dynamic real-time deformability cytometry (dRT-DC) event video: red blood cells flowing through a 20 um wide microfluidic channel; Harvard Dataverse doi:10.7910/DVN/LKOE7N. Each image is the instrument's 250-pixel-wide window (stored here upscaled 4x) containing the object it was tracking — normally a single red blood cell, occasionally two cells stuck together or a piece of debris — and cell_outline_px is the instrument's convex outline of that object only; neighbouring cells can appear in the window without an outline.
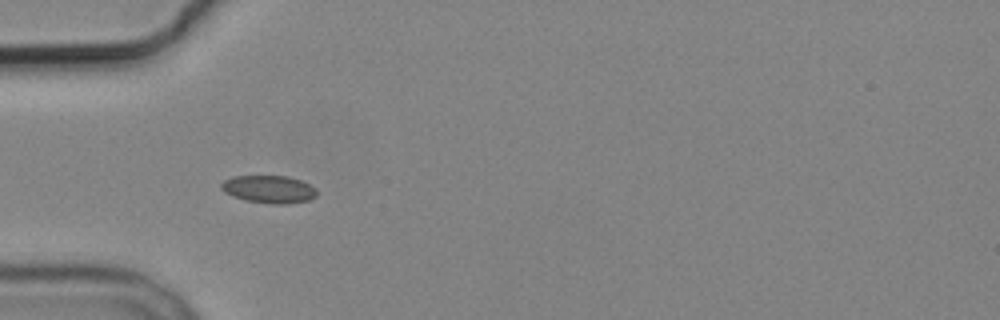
{"species": "common noctule bat (a hibernating species)", "species_latin": "Nyctalus noctula", "temperature_condition": "cold", "stored_images_in_passage": 4, "camera_frame_rate_fps": 3000, "um_per_image_px": 0.085, "animal": {"sex": "male", "body_mass_g": 19.2, "forearm_length_mm": 51.8}, "frame": {"image": 1, "passage_image": 3, "time_ms": 2.333, "image_size_px": [1000, 320], "cell_outline_px": [[316, 196], [308, 200], [288, 204], [272, 204], [244, 200], [232, 196], [224, 192], [220, 188], [220, 184], [224, 180], [232, 176], [288, 176], [300, 180], [316, 188]], "centroid_in_image_um": [22.83, 16.09], "position_along_channel_um": 62.2, "area_um2": 15.49}}
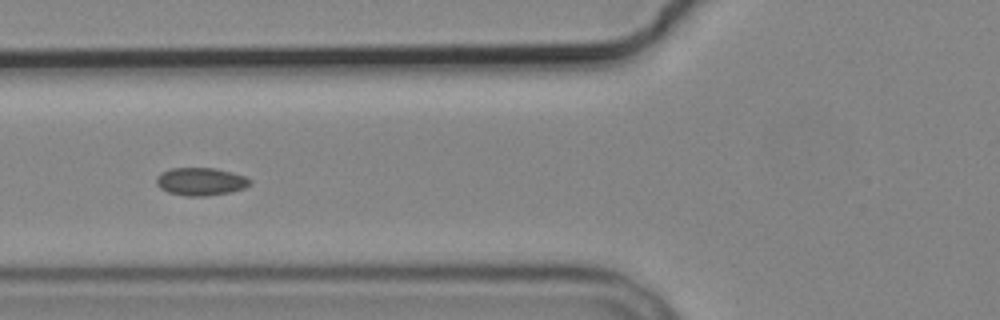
{"frame": {"image": 2, "passage_image": 4, "time_ms": 3.667, "image_size_px": [1000, 320], "cell_outline_px": [[252, 184], [244, 188], [232, 192], [204, 196], [184, 196], [168, 192], [160, 188], [156, 184], [156, 180], [160, 172], [172, 168], [216, 168], [232, 172], [244, 176], [252, 180]], "centroid_in_image_um": [17.07, 15.43], "position_along_channel_um": 108.7, "area_um2": 15.32}}